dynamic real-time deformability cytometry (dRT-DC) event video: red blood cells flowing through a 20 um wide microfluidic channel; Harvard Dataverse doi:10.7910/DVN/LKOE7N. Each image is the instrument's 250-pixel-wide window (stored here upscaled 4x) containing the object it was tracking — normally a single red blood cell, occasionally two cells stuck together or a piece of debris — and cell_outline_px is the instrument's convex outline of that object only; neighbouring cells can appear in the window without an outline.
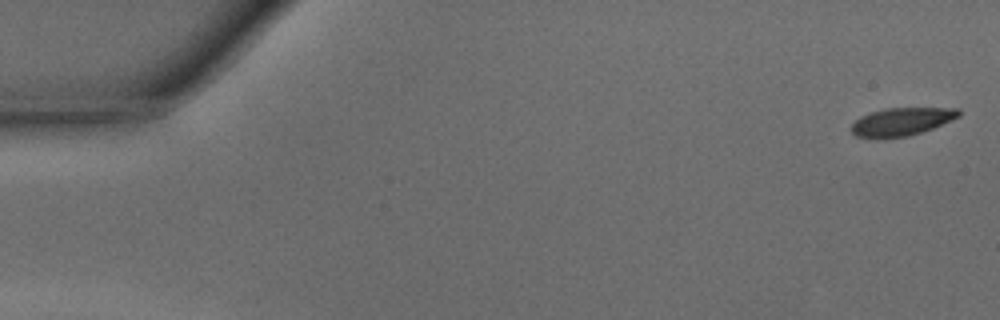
{"species": "common noctule bat (a hibernating species)", "species_latin": "Nyctalus noctula", "temperature_condition": "warm", "stored_images_in_passage": 47, "camera_frame_rate_fps": 3000, "um_per_image_px": 0.085, "animal": {"sex": "male", "body_mass_g": 15.6}, "frame": {"image": 1, "passage_image": 1, "time_ms": 0.0, "image_size_px": [1000, 320], "cell_outline_px": [[960, 116], [932, 128], [908, 136], [856, 136], [852, 132], [852, 124], [860, 116], [884, 108], [960, 108]], "centroid_in_image_um": [76.67, 10.3], "position_along_channel_um": 8.3, "area_um2": 16.88}}
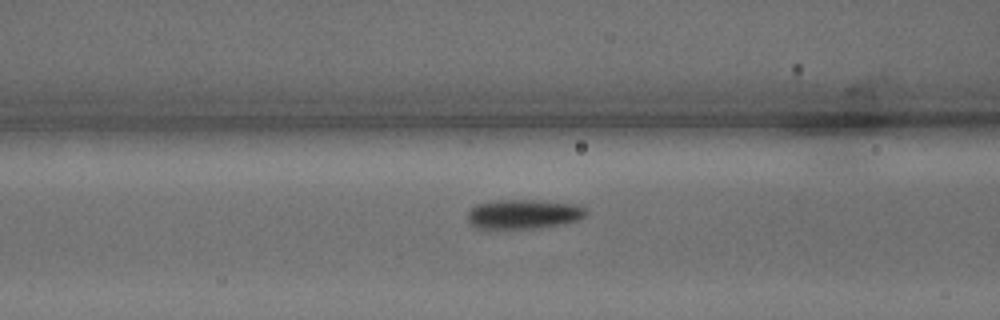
{"frame": {"image": 2, "passage_image": 19, "time_ms": 6.0, "image_size_px": [1000, 320], "cell_outline_px": [[588, 212], [580, 220], [560, 224], [532, 228], [476, 228], [468, 220], [468, 212], [476, 204], [496, 200], [532, 200], [580, 204]], "centroid_in_image_um": [44.52, 18.18], "position_along_channel_um": 122.1, "area_um2": 20.17}}
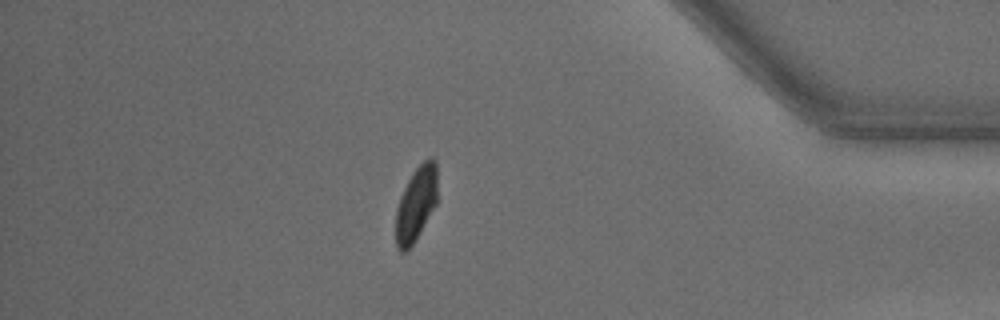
{"frame": {"image": 3, "passage_image": 41, "time_ms": 13.333, "image_size_px": [1000, 320], "cell_outline_px": [[436, 204], [416, 240], [404, 252], [400, 252], [396, 248], [396, 208], [400, 196], [412, 172], [428, 156], [432, 156], [436, 160]], "centroid_in_image_um": [35.36, 17.32], "position_along_channel_um": 399.8, "area_um2": 18.09}, "authors_computed_cell_mechanics": {"area_um2": 19.5364, "velocity_mm_per_s": 4.2712, "shape_relaxation_time_tau1_ms": 2.2667, "shape_relaxation_time_tau2_ms": null, "deformation_change_tau1": 0.1189, "deformation_change_tau2": null}}